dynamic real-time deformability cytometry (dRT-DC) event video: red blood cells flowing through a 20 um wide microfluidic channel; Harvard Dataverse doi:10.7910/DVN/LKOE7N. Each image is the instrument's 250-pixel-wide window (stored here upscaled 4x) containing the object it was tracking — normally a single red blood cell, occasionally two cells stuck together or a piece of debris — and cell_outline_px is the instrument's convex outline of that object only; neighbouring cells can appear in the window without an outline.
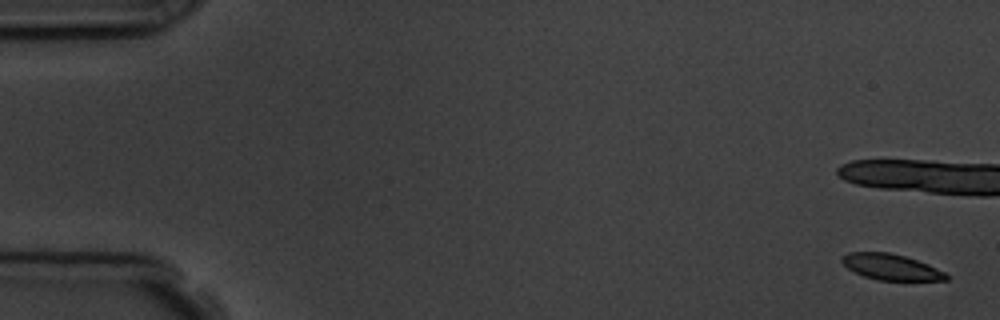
{"species": "common noctule bat (a hibernating species)", "species_latin": "Nyctalus noctula", "temperature_condition": "room temperature", "stored_images_in_passage": 5, "camera_frame_rate_fps": 3000, "um_per_image_px": 0.085, "animal": {"sex": "male", "body_mass_g": 19.5, "forearm_length_mm": 54.6}, "frame": {"image": 1, "passage_image": 1, "time_ms": 0.0, "image_size_px": [1000, 320], "cell_outline_px": [[948, 280], [876, 280], [864, 276], [848, 268], [840, 260], [840, 256], [848, 252], [888, 252], [904, 256], [928, 264], [944, 272], [948, 276]], "centroid_in_image_um": [75.7, 22.69], "position_along_channel_um": 9.3, "area_um2": 15.61}}